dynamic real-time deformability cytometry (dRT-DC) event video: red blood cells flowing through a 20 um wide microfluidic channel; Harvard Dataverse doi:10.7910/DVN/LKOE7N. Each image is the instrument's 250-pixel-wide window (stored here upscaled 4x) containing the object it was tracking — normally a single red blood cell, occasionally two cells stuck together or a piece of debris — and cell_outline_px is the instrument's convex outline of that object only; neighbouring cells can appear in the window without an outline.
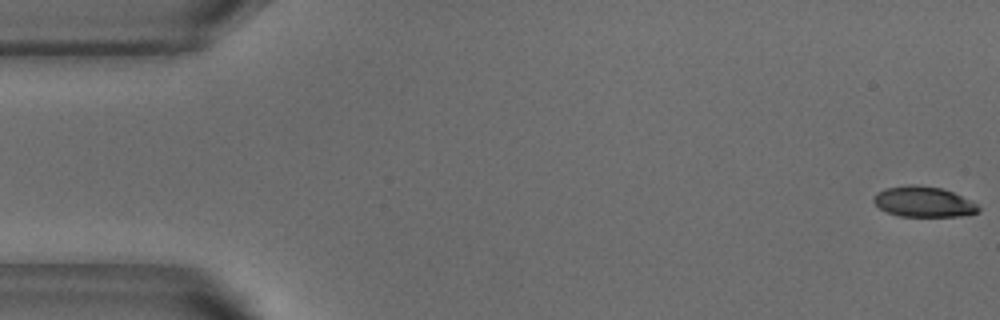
{"species": "common noctule bat (a hibernating species)", "species_latin": "Nyctalus noctula", "temperature_condition": "warm", "stored_images_in_passage": 52, "camera_frame_rate_fps": 3000, "um_per_image_px": 0.085, "animal": {"sex": "male", "body_mass_g": 18.8}, "frame": {"image": 1, "passage_image": 1, "time_ms": 0.0, "image_size_px": [1000, 320], "cell_outline_px": [[980, 212], [960, 216], [900, 216], [888, 212], [880, 208], [872, 200], [884, 188], [908, 184], [912, 184], [944, 188], [976, 204], [980, 208]], "centroid_in_image_um": [78.51, 17.14], "position_along_channel_um": 6.5, "area_um2": 18.38}}
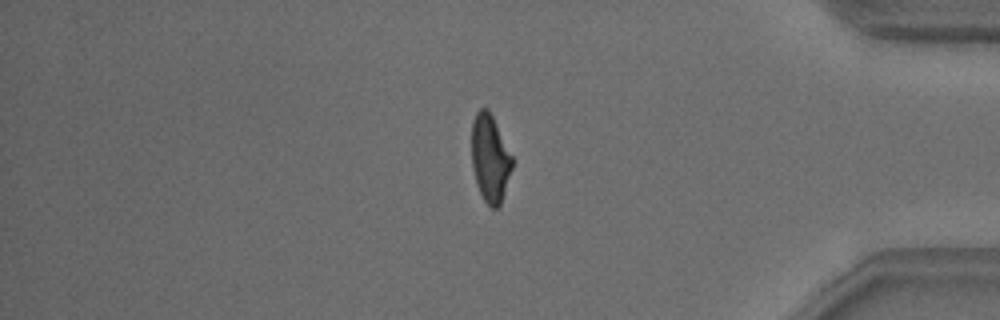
{"frame": {"image": 2, "passage_image": 44, "time_ms": 14.333, "image_size_px": [1000, 320], "cell_outline_px": [[512, 168], [500, 204], [496, 208], [492, 208], [484, 200], [476, 184], [472, 168], [472, 120], [476, 112], [480, 108], [488, 108], [512, 156]], "centroid_in_image_um": [41.63, 13.44], "position_along_channel_um": 393.6, "area_um2": 20.4}}
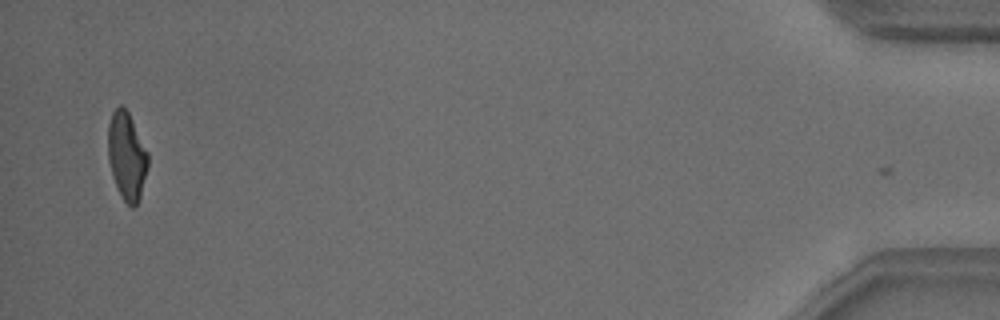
{"frame": {"image": 3, "passage_image": 51, "time_ms": 16.667, "image_size_px": [1000, 320], "cell_outline_px": [[148, 168], [140, 200], [136, 208], [132, 208], [120, 196], [112, 176], [108, 160], [108, 124], [112, 112], [120, 104], [128, 112], [148, 152]], "centroid_in_image_um": [10.78, 13.32], "position_along_channel_um": 424.4, "area_um2": 20.69}, "authors_computed_cell_mechanics": {"area_um2": 21.2126, "velocity_mm_per_s": 3.8325, "shape_relaxation_time_tau1_ms": 4.1889, "shape_relaxation_time_tau2_ms": 1.6635, "deformation_change_tau1": 0.1787, "deformation_change_tau2": 0.0863}}